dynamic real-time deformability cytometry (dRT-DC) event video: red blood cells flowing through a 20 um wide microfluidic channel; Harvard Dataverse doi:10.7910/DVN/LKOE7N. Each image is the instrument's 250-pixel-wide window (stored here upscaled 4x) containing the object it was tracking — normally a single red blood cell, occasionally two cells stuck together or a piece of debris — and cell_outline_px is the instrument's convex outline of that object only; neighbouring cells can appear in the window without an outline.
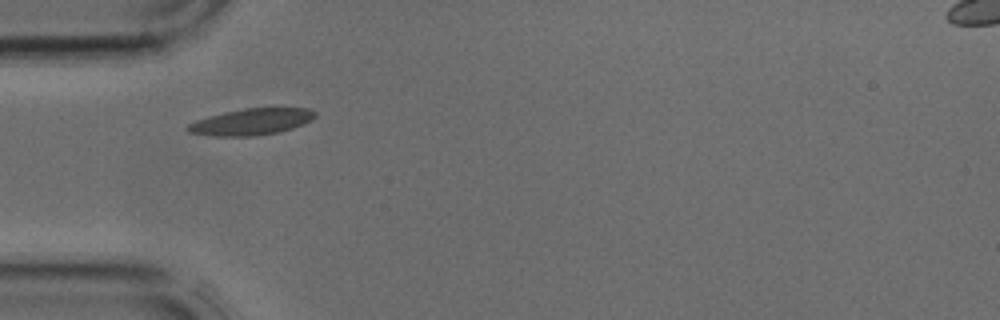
{"species": "common noctule bat (a hibernating species)", "species_latin": "Nyctalus noctula", "temperature_condition": "cold", "stored_images_in_passage": 3, "camera_frame_rate_fps": 3000, "um_per_image_px": 0.085, "animal": {"sex": "male", "body_mass_g": 17.9, "forearm_length_mm": 54.2}, "frame": {"image": 1, "passage_image": 1, "time_ms": 0.0, "image_size_px": [1000, 320], "cell_outline_px": [[316, 116], [312, 120], [304, 124], [280, 132], [256, 136], [216, 136], [188, 132], [184, 128], [188, 124], [196, 120], [208, 116], [224, 112], [244, 108], [308, 108], [316, 112]], "centroid_in_image_um": [21.37, 10.35], "position_along_channel_um": 63.6, "area_um2": 19.77}}